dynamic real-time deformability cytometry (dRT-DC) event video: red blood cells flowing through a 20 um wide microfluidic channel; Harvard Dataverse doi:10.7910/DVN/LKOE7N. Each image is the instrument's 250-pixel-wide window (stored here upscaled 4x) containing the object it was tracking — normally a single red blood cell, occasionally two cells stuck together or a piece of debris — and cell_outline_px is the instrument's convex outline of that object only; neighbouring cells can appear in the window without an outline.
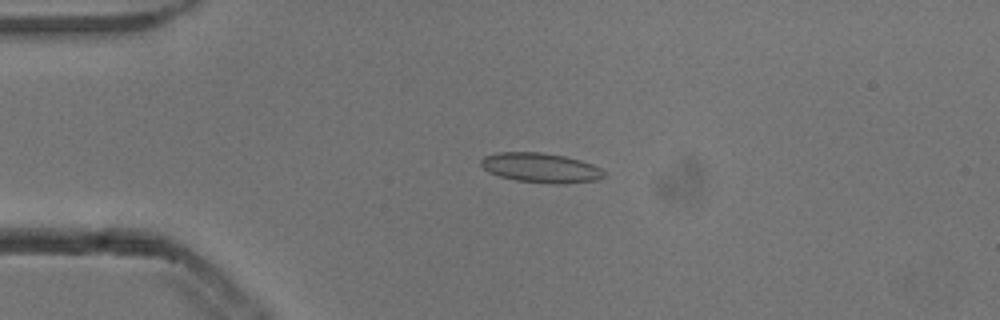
{"species": "common noctule bat (a hibernating species)", "species_latin": "Nyctalus noctula", "temperature_condition": "cold", "stored_images_in_passage": 54, "camera_frame_rate_fps": 3000, "um_per_image_px": 0.085, "animal": {"sex": "male", "body_mass_g": 13.3}, "frame": {"image": 1, "passage_image": 13, "time_ms": 4.0, "image_size_px": [1000, 320], "cell_outline_px": [[604, 176], [596, 180], [564, 184], [556, 184], [516, 180], [500, 176], [488, 172], [480, 164], [480, 160], [484, 156], [500, 152], [540, 152], [564, 156], [580, 160], [592, 164], [600, 168], [604, 172]], "centroid_in_image_um": [45.95, 14.26], "position_along_channel_um": 39.1, "area_um2": 21.15}}
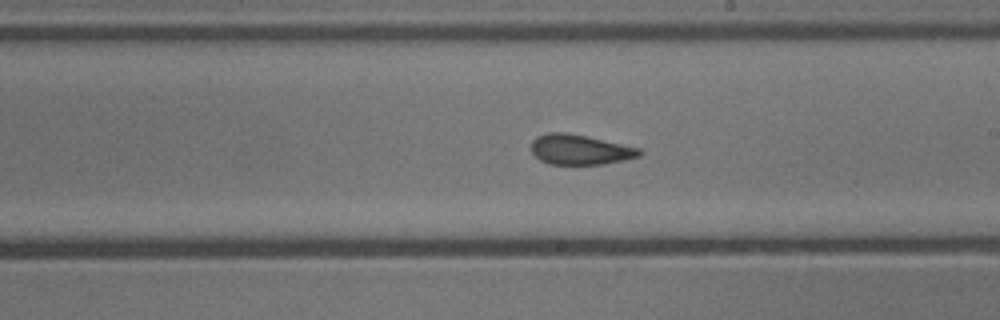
{"frame": {"image": 2, "passage_image": 31, "time_ms": 10.0, "image_size_px": [1000, 320], "cell_outline_px": [[644, 152], [640, 156], [624, 160], [604, 164], [548, 164], [540, 160], [532, 152], [532, 140], [536, 136], [548, 132], [568, 132], [640, 148]], "centroid_in_image_um": [49.3, 12.71], "position_along_channel_um": 239.7, "area_um2": 19.02}}
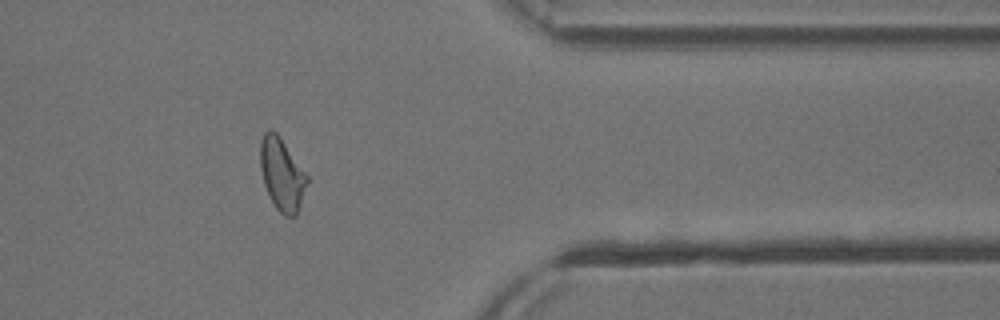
{"frame": {"image": 3, "passage_image": 44, "time_ms": 14.333, "image_size_px": [1000, 320], "cell_outline_px": [[308, 180], [300, 208], [296, 216], [284, 216], [276, 208], [264, 184], [260, 168], [260, 144], [264, 132], [268, 128], [272, 128], [280, 136], [308, 176]], "centroid_in_image_um": [23.96, 14.8], "position_along_channel_um": 387.4, "area_um2": 19.77}, "authors_computed_cell_mechanics": {"area_um2": 19.7676, "velocity_mm_per_s": 3.8316, "shape_relaxation_time_tau1_ms": 10.1126, "shape_relaxation_time_tau2_ms": 1.8505, "deformation_change_tau1": 0.1865, "deformation_change_tau2": 0.0903}}